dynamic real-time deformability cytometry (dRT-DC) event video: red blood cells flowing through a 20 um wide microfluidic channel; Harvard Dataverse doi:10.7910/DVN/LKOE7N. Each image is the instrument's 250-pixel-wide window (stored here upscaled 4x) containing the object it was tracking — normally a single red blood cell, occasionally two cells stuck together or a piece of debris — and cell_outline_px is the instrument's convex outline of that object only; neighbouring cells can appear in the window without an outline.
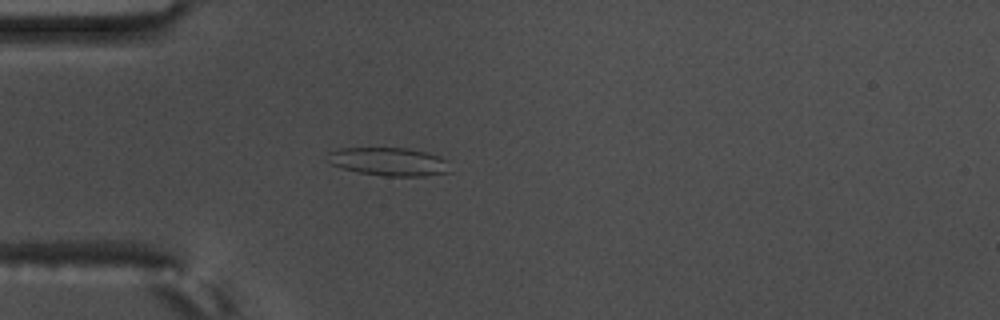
{"species": "common noctule bat (a hibernating species)", "species_latin": "Nyctalus noctula", "temperature_condition": "warm", "stored_images_in_passage": 57, "camera_frame_rate_fps": 3000, "um_per_image_px": 0.085, "animal": {"sex": "male", "body_mass_g": 17.5, "forearm_length_mm": 52.3}, "frame": {"image": 1, "passage_image": 17, "time_ms": 5.333, "image_size_px": [1000, 320], "cell_outline_px": [[452, 172], [424, 176], [384, 176], [360, 172], [344, 168], [332, 164], [324, 160], [328, 152], [340, 148], [408, 148], [440, 156], [448, 160]], "centroid_in_image_um": [33.08, 13.74], "position_along_channel_um": 51.9, "area_um2": 20.35}}
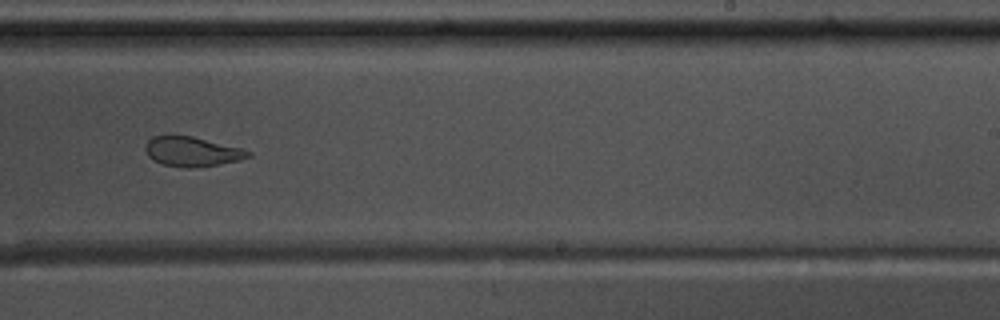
{"frame": {"image": 2, "passage_image": 36, "time_ms": 11.667, "image_size_px": [1000, 320], "cell_outline_px": [[252, 156], [240, 160], [220, 164], [196, 168], [184, 168], [164, 164], [152, 160], [148, 156], [144, 148], [148, 140], [152, 136], [192, 136], [244, 148], [252, 152]], "centroid_in_image_um": [16.36, 12.89], "position_along_channel_um": 272.6, "area_um2": 17.98}}
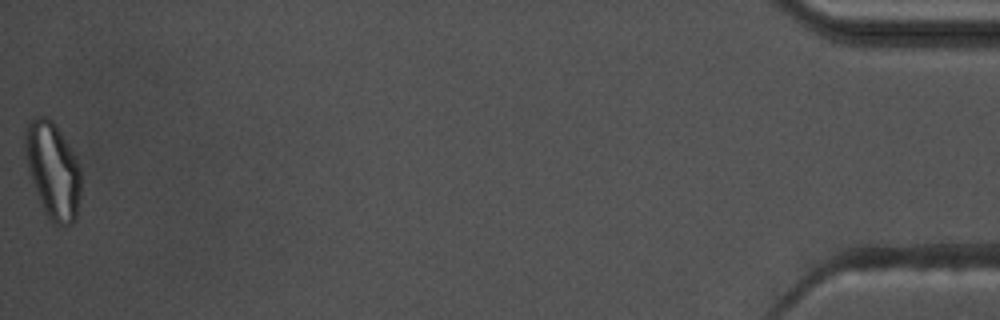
{"frame": {"image": 3, "passage_image": 57, "time_ms": 18.667, "image_size_px": [1000, 320], "cell_outline_px": [[80, 196], [76, 216], [72, 224], [56, 224], [44, 212], [36, 192], [28, 168], [24, 148], [24, 132], [28, 120], [36, 116], [48, 116], [52, 120], [60, 132], [76, 160], [80, 168]], "centroid_in_image_um": [4.46, 14.44], "position_along_channel_um": 430.7, "area_um2": 30.92}, "authors_computed_cell_mechanics": {"area_um2": 21.7328, "velocity_mm_per_s": 3.6515, "shape_relaxation_time_tau1_ms": null, "shape_relaxation_time_tau2_ms": 2.2728, "deformation_change_tau1": null, "deformation_change_tau2": 0.0911}}